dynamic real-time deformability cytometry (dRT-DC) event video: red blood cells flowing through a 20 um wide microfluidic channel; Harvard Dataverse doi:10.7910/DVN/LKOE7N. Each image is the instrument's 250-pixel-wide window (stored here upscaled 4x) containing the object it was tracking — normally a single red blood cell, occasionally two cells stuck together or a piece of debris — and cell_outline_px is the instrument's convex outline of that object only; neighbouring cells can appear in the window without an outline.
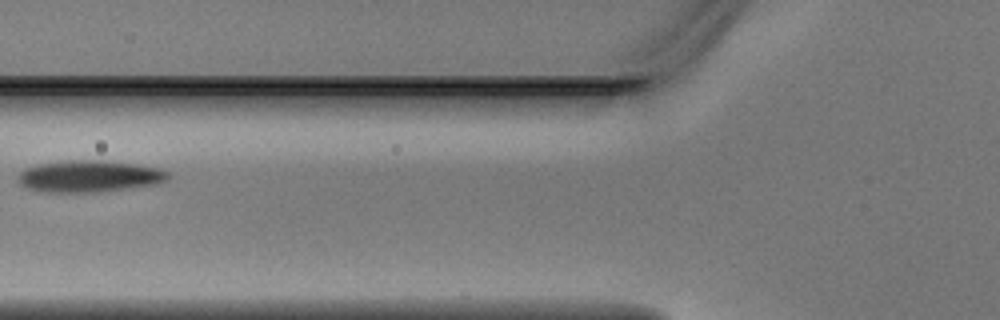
{"species": "Egyptian fruit bat (a non-hibernating species)", "species_latin": "Rousettus aegyptiacus", "temperature_condition": "warm", "stored_images_in_passage": 6, "camera_frame_rate_fps": 3000, "um_per_image_px": 0.085, "animal": {"sex": "male"}, "frame": {"image": 1, "passage_image": 6, "time_ms": 1.667, "image_size_px": [1000, 320], "cell_outline_px": [[168, 180], [156, 184], [128, 188], [96, 192], [40, 192], [28, 188], [20, 184], [20, 172], [28, 168], [40, 164], [64, 160], [104, 160], [136, 164], [160, 168], [168, 172]], "centroid_in_image_um": [7.62, 14.98], "position_along_channel_um": 118.2, "area_um2": 27.63}}